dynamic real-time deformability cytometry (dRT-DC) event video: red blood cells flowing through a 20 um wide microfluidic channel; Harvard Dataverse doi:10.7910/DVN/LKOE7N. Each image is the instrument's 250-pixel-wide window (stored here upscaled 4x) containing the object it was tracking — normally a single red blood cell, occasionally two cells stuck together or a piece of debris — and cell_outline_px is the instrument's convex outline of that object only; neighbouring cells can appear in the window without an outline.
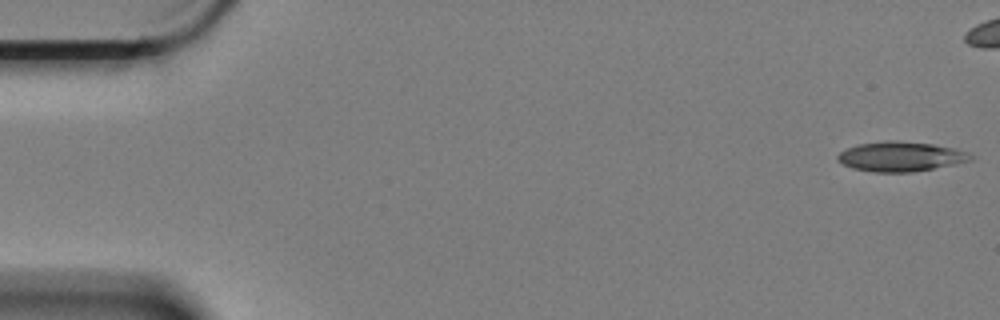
{"species": "Egyptian fruit bat (a non-hibernating species)", "species_latin": "Rousettus aegyptiacus", "temperature_condition": "cold", "stored_images_in_passage": 6, "camera_frame_rate_fps": 3000, "um_per_image_px": 0.085, "animal": {"sex": "female"}, "frame": {"image": 1, "passage_image": 1, "time_ms": 0.0, "image_size_px": [1000, 320], "cell_outline_px": [[976, 156], [972, 160], [912, 172], [872, 172], [852, 168], [836, 160], [836, 156], [840, 152], [856, 144], [888, 140], [896, 140], [932, 144], [952, 148], [968, 152]], "centroid_in_image_um": [76.53, 13.3], "position_along_channel_um": 8.5, "area_um2": 23.0}}